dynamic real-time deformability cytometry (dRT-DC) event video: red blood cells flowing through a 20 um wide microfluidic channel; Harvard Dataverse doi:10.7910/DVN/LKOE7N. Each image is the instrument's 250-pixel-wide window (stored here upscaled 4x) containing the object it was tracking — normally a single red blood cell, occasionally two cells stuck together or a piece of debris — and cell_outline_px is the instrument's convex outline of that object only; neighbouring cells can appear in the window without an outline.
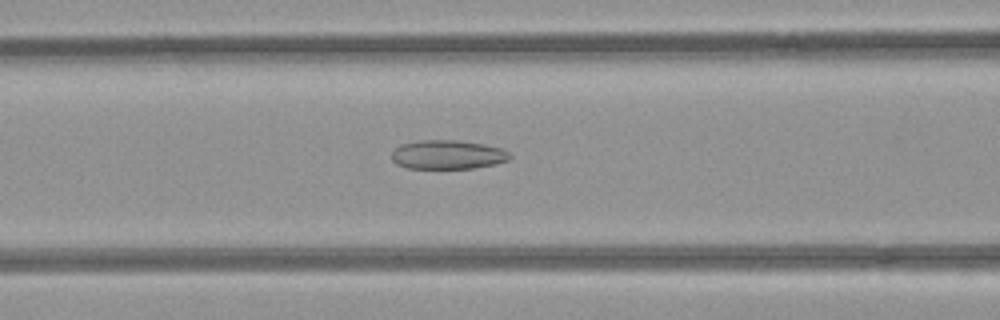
{"species": "common noctule bat (a hibernating species)", "species_latin": "Nyctalus noctula", "temperature_condition": "room temperature", "stored_images_in_passage": 36, "camera_frame_rate_fps": 3000, "um_per_image_px": 0.085, "animal": {"sex": "female", "body_mass_g": 21.9}, "frame": {"image": 1, "passage_image": 6, "time_ms": 1.667, "image_size_px": [1000, 320], "cell_outline_px": [[512, 156], [508, 160], [496, 164], [472, 168], [408, 168], [396, 164], [392, 160], [392, 152], [400, 144], [420, 140], [456, 140], [484, 144], [504, 148]], "centroid_in_image_um": [38.07, 13.14], "position_along_channel_um": 128.5, "area_um2": 20.06}}
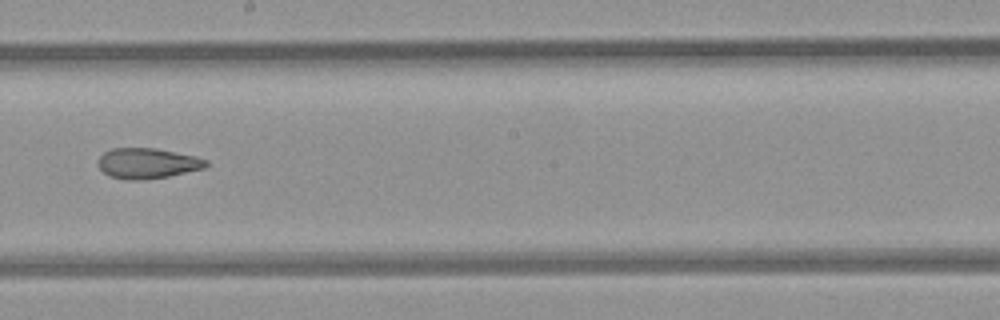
{"frame": {"image": 2, "passage_image": 14, "time_ms": 4.333, "image_size_px": [1000, 320], "cell_outline_px": [[208, 164], [204, 168], [168, 176], [144, 180], [128, 180], [108, 176], [96, 164], [96, 160], [104, 152], [112, 148], [156, 148], [196, 156], [208, 160]], "centroid_in_image_um": [12.5, 13.88], "position_along_channel_um": 235.7, "area_um2": 19.31}}
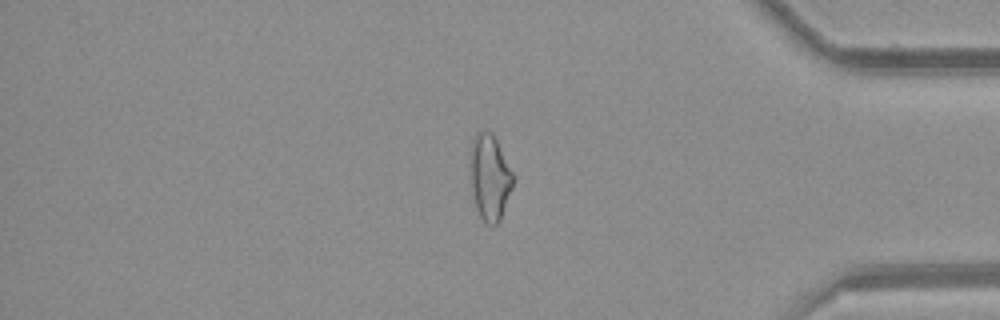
{"frame": {"image": 3, "passage_image": 28, "time_ms": 9.0, "image_size_px": [1000, 320], "cell_outline_px": [[516, 176], [512, 188], [500, 220], [496, 224], [488, 224], [480, 216], [476, 208], [472, 192], [472, 140], [476, 132], [484, 128], [492, 132]], "centroid_in_image_um": [41.67, 15.03], "position_along_channel_um": 393.5, "area_um2": 21.27}, "authors_computed_cell_mechanics": {"area_um2": 20.8369, "velocity_mm_per_s": 4.0198, "shape_relaxation_time_tau1_ms": null, "shape_relaxation_time_tau2_ms": 3.318, "deformation_change_tau1": null, "deformation_change_tau2": 0.1237}}